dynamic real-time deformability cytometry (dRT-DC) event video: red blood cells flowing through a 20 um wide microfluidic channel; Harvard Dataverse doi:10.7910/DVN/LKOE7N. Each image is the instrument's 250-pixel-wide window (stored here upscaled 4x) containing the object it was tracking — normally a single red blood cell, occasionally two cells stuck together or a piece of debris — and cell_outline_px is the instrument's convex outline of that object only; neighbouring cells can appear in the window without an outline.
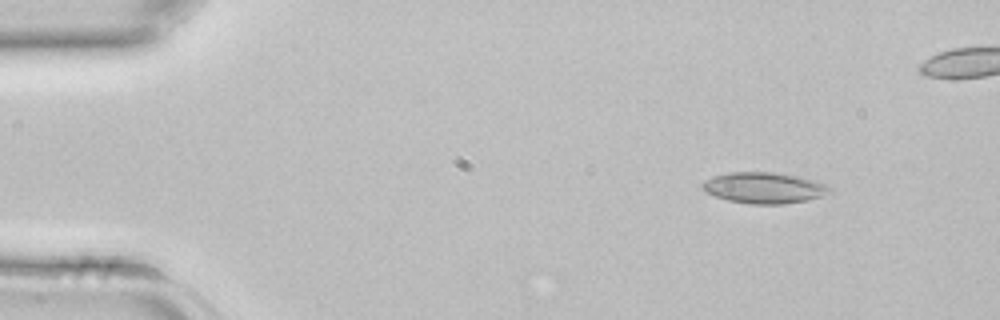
{"species": "common noctule bat (a hibernating species)", "species_latin": "Nyctalus noctula", "temperature_condition": "room temperature", "stored_images_in_passage": 15, "camera_frame_rate_fps": 3000, "um_per_image_px": 0.085, "animal": {"sex": "female", "body_mass_g": 22.7, "forearm_length_mm": 54.2}, "frame": {"image": 1, "passage_image": 5, "time_ms": 1.333, "image_size_px": [1000, 320], "cell_outline_px": [[832, 192], [820, 196], [804, 200], [784, 204], [748, 204], [728, 200], [716, 196], [700, 188], [700, 184], [712, 176], [728, 172], [772, 172], [796, 176], [828, 184], [832, 188]], "centroid_in_image_um": [64.92, 15.96], "position_along_channel_um": 20.1, "area_um2": 22.95}}